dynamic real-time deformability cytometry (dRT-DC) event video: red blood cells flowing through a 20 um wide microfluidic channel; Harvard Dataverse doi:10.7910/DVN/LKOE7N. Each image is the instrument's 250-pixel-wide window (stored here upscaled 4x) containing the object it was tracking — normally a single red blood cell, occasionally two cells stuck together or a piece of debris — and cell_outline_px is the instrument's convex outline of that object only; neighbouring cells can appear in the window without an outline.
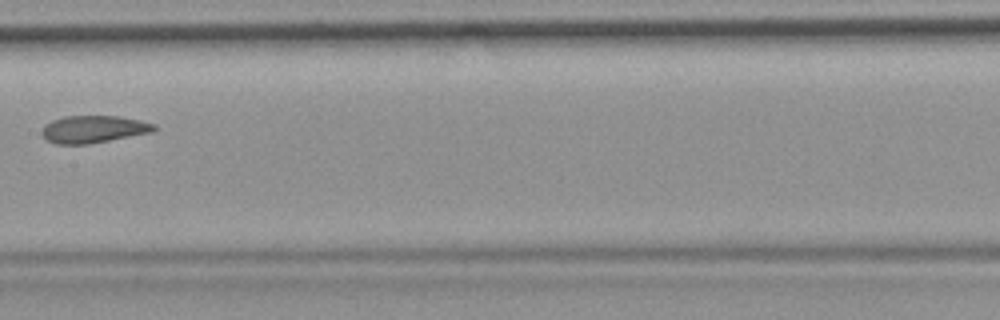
{"species": "common noctule bat (a hibernating species)", "species_latin": "Nyctalus noctula", "temperature_condition": "room temperature", "stored_images_in_passage": 11, "camera_frame_rate_fps": 3000, "um_per_image_px": 0.085, "animal": {"sex": "female", "body_mass_g": 19.9}, "frame": {"image": 1, "passage_image": 10, "time_ms": 3.0, "image_size_px": [1000, 320], "cell_outline_px": [[156, 128], [152, 132], [88, 144], [56, 144], [48, 140], [40, 132], [44, 124], [52, 120], [64, 116], [116, 116], [140, 120], [156, 124]], "centroid_in_image_um": [7.92, 10.97], "position_along_channel_um": 199.5, "area_um2": 17.8}}